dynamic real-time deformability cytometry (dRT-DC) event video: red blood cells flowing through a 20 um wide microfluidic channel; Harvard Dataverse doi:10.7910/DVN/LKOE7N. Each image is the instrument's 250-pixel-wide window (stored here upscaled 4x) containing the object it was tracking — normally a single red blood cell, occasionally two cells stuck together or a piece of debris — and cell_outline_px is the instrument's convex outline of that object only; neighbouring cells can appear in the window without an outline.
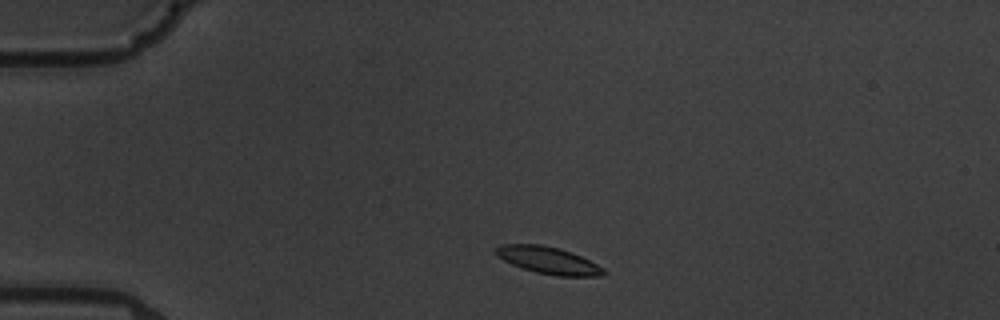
{"species": "common noctule bat (a hibernating species)", "species_latin": "Nyctalus noctula", "temperature_condition": "warm", "stored_images_in_passage": 4, "camera_frame_rate_fps": 3000, "um_per_image_px": 0.085, "animal": {"sex": "male", "body_mass_g": 19.5, "forearm_length_mm": 54.6}, "frame": {"image": 1, "passage_image": 2, "time_ms": 1.0, "image_size_px": [1000, 320], "cell_outline_px": [[608, 272], [604, 276], [556, 276], [536, 272], [512, 264], [504, 260], [496, 252], [496, 248], [500, 244], [540, 244], [560, 248], [572, 252], [604, 268]], "centroid_in_image_um": [46.66, 22.13], "position_along_channel_um": 38.3, "area_um2": 16.88}}
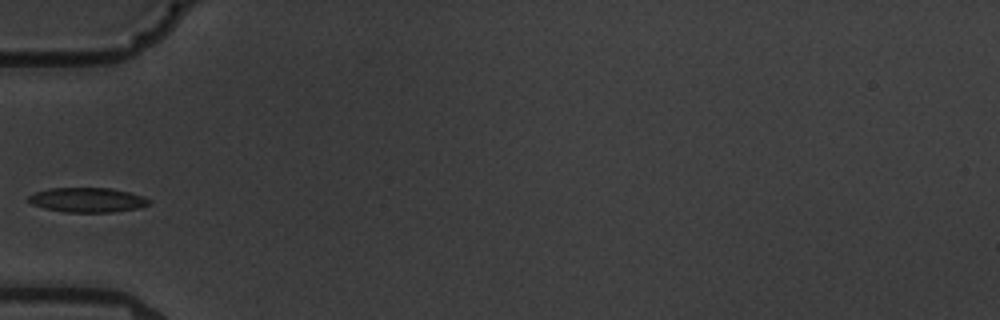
{"frame": {"image": 2, "passage_image": 4, "time_ms": 3.333, "image_size_px": [1000, 320], "cell_outline_px": [[148, 204], [140, 208], [112, 212], [64, 212], [44, 208], [32, 204], [28, 200], [28, 196], [36, 192], [48, 188], [108, 188], [128, 192], [144, 196], [148, 200]], "centroid_in_image_um": [7.4, 17.0], "position_along_channel_um": 77.6, "area_um2": 17.17}}